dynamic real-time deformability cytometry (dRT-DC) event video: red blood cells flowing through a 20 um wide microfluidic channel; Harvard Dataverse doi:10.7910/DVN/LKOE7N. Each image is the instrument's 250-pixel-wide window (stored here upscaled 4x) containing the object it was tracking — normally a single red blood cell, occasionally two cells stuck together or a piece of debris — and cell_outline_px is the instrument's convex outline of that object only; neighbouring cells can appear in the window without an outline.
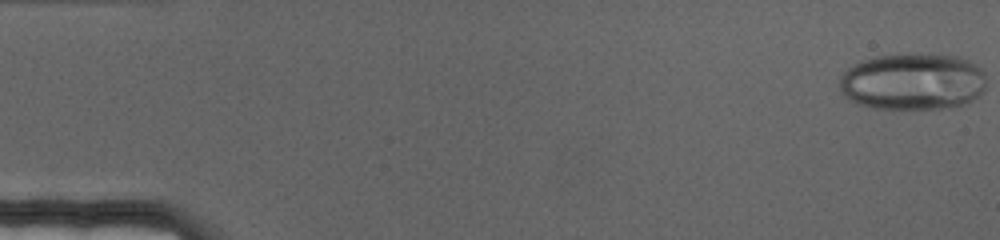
{"species": "human", "species_latin": "Homo sapiens", "temperature_condition": "cold", "stored_images_in_passage": 70, "camera_frame_rate_fps": 3000, "um_per_image_px": 0.085, "donor": {"sex": "female"}, "frame": {"image": 1, "passage_image": 1, "time_ms": 0.0, "image_size_px": [1000, 240], "cell_outline_px": [[984, 92], [980, 96], [964, 104], [940, 108], [872, 108], [856, 104], [844, 96], [840, 92], [840, 76], [848, 68], [860, 60], [876, 56], [956, 56], [968, 60], [980, 68], [984, 72]], "centroid_in_image_um": [77.55, 6.97], "position_along_channel_um": 7.4, "area_um2": 47.97}}
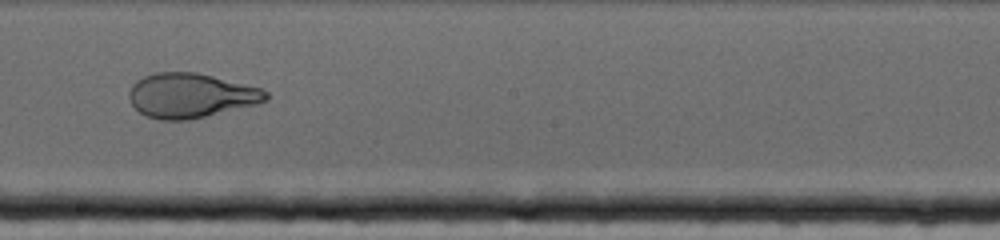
{"frame": {"image": 2, "passage_image": 40, "time_ms": 13.0, "image_size_px": [1000, 240], "cell_outline_px": [[268, 100], [260, 104], [188, 120], [160, 120], [148, 116], [140, 112], [132, 104], [128, 96], [128, 92], [132, 84], [136, 80], [144, 76], [156, 72], [196, 72], [260, 88], [268, 92]], "centroid_in_image_um": [16.21, 8.12], "position_along_channel_um": 232.0, "area_um2": 35.55}}
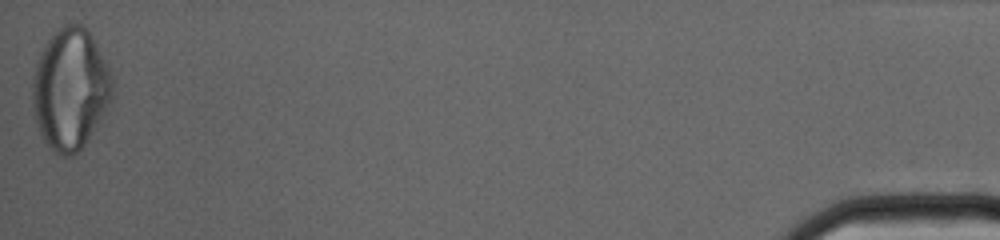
{"frame": {"image": 3, "passage_image": 70, "time_ms": 23.0, "image_size_px": [1000, 240], "cell_outline_px": [[112, 96], [100, 120], [88, 140], [80, 152], [72, 156], [60, 156], [40, 136], [32, 104], [32, 84], [36, 64], [40, 52], [48, 40], [64, 24], [80, 24], [92, 36], [112, 76]], "centroid_in_image_um": [5.96, 7.6], "position_along_channel_um": 429.2, "area_um2": 55.89}}